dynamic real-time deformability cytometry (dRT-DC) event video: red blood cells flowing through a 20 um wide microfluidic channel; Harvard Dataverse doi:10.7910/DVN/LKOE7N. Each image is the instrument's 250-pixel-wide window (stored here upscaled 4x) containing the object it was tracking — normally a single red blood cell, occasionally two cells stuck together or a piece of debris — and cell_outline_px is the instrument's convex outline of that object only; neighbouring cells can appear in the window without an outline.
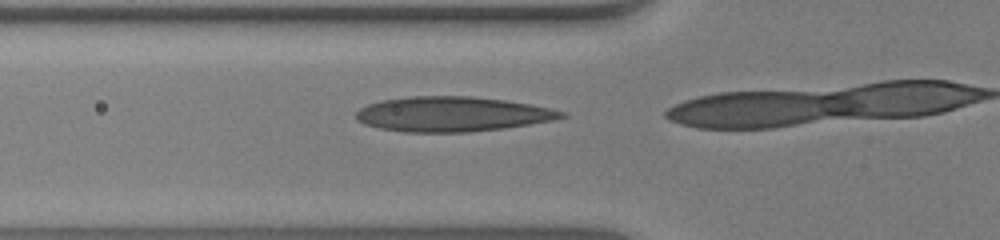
{"species": "human", "species_latin": "Homo sapiens", "temperature_condition": "warm", "stored_images_in_passage": 5, "camera_frame_rate_fps": 3000, "um_per_image_px": 0.085, "donor": {"sex": "male"}, "frame": {"image": 1, "passage_image": 2, "time_ms": 0.333, "image_size_px": [1000, 240], "cell_outline_px": [[568, 116], [552, 120], [504, 128], [468, 132], [404, 132], [380, 128], [364, 124], [356, 120], [356, 112], [360, 108], [368, 104], [380, 100], [408, 96], [472, 96], [504, 100], [532, 104], [568, 112]], "centroid_in_image_um": [38.43, 9.69], "position_along_channel_um": 87.4, "area_um2": 41.91}}